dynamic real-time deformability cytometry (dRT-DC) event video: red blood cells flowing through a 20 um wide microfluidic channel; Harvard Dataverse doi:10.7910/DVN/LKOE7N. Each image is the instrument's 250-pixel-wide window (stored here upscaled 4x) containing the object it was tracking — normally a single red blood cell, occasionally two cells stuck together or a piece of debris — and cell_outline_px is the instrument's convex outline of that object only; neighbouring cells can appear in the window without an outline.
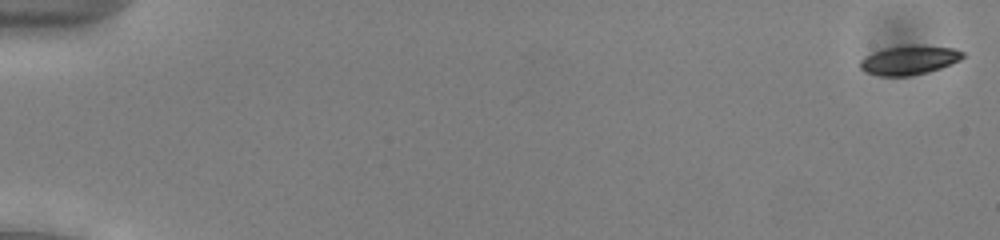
{"species": "common noctule bat (a hibernating species)", "species_latin": "Nyctalus noctula", "temperature_condition": "cold", "stored_images_in_passage": 53, "camera_frame_rate_fps": 3000, "um_per_image_px": 0.085, "animal": {"sex": "male", "body_mass_g": 13.0, "forearm_length_mm": 53.1}, "frame": {"image": 1, "passage_image": 1, "time_ms": 0.0, "image_size_px": [1000, 240], "cell_outline_px": [[964, 56], [960, 60], [940, 68], [928, 72], [908, 76], [880, 76], [864, 72], [860, 68], [860, 60], [872, 52], [888, 48], [908, 44], [912, 44], [956, 48], [964, 52]], "centroid_in_image_um": [77.28, 5.1], "position_along_channel_um": 7.7, "area_um2": 17.57}}
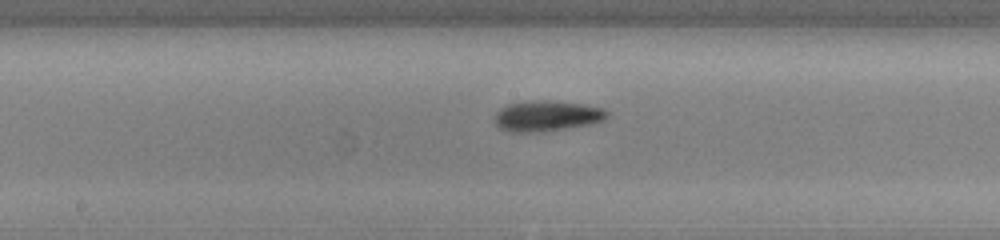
{"frame": {"image": 2, "passage_image": 29, "time_ms": 9.333, "image_size_px": [1000, 240], "cell_outline_px": [[608, 116], [604, 120], [592, 124], [544, 132], [508, 132], [500, 128], [496, 124], [496, 112], [504, 104], [540, 100], [548, 100], [584, 104], [604, 108], [608, 112]], "centroid_in_image_um": [46.5, 9.86], "position_along_channel_um": 201.7, "area_um2": 20.29}}
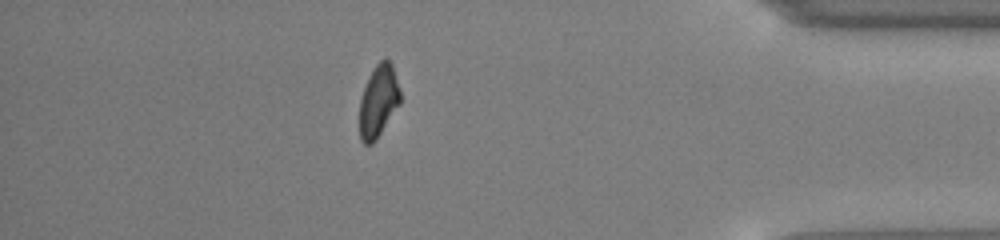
{"frame": {"image": 3, "passage_image": 47, "time_ms": 15.333, "image_size_px": [1000, 240], "cell_outline_px": [[400, 104], [376, 140], [372, 144], [364, 144], [360, 140], [360, 100], [368, 76], [376, 64], [384, 56], [392, 64], [400, 92]], "centroid_in_image_um": [32.16, 8.59], "position_along_channel_um": 403.0, "area_um2": 17.11}, "authors_computed_cell_mechanics": {"area_um2": 17.7446, "velocity_mm_per_s": 3.9569, "shape_relaxation_time_tau1_ms": 2.3268, "shape_relaxation_time_tau2_ms": null, "deformation_change_tau1": 0.1032, "deformation_change_tau2": null}}